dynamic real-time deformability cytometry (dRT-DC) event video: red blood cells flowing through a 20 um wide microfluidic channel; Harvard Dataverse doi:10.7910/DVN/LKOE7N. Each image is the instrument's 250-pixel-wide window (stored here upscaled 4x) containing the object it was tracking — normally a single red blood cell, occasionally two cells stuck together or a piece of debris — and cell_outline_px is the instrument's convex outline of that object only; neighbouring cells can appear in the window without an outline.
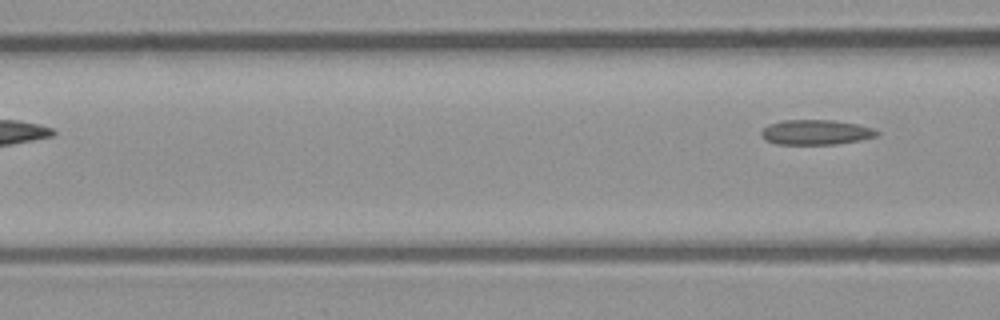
{"species": "common noctule bat (a hibernating species)", "species_latin": "Nyctalus noctula", "temperature_condition": "room temperature", "stored_images_in_passage": 6, "camera_frame_rate_fps": 3000, "um_per_image_px": 0.085, "animal": {"sex": "male", "body_mass_g": 23.1, "forearm_length_mm": 52.7}, "frame": {"image": 1, "passage_image": 6, "time_ms": 1.667, "image_size_px": [1000, 320], "cell_outline_px": [[880, 132], [876, 136], [860, 140], [836, 144], [776, 144], [760, 136], [760, 132], [768, 124], [784, 120], [836, 120], [856, 124], [872, 128]], "centroid_in_image_um": [69.34, 11.24], "position_along_channel_um": 97.3, "area_um2": 16.76}}